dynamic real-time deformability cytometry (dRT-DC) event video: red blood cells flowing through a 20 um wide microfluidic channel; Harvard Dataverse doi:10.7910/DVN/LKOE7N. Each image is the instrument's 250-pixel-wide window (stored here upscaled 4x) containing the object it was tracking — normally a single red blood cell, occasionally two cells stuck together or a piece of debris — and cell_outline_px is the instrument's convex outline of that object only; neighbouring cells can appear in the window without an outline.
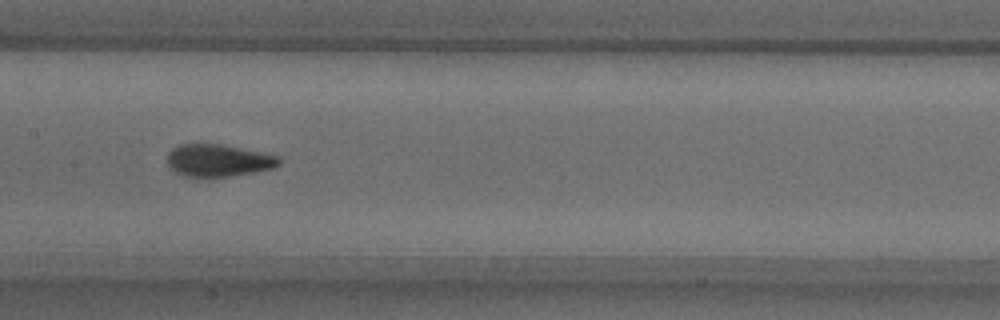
{"species": "common noctule bat (a hibernating species)", "species_latin": "Nyctalus noctula", "temperature_condition": "warm", "stored_images_in_passage": 52, "camera_frame_rate_fps": 3000, "um_per_image_px": 0.085, "animal": {"sex": "male", "body_mass_g": 18.8}, "frame": {"image": 1, "passage_image": 25, "time_ms": 8.0, "image_size_px": [1000, 320], "cell_outline_px": [[280, 164], [272, 168], [252, 172], [228, 176], [184, 176], [176, 172], [168, 164], [168, 152], [172, 148], [180, 144], [220, 144], [280, 156]], "centroid_in_image_um": [18.55, 13.62], "position_along_channel_um": 188.9, "area_um2": 20.63}}
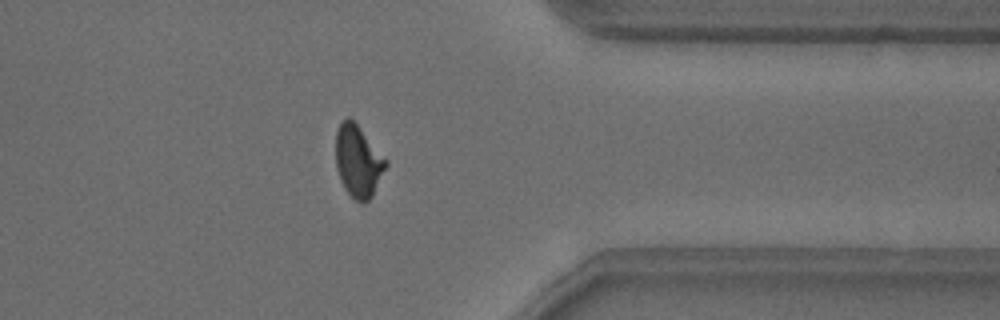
{"frame": {"image": 2, "passage_image": 41, "time_ms": 13.333, "image_size_px": [1000, 320], "cell_outline_px": [[388, 164], [372, 196], [364, 204], [360, 204], [344, 188], [340, 180], [336, 168], [336, 132], [340, 124], [348, 116], [356, 124], [388, 160]], "centroid_in_image_um": [30.45, 13.73], "position_along_channel_um": 381.0, "area_um2": 20.87}}
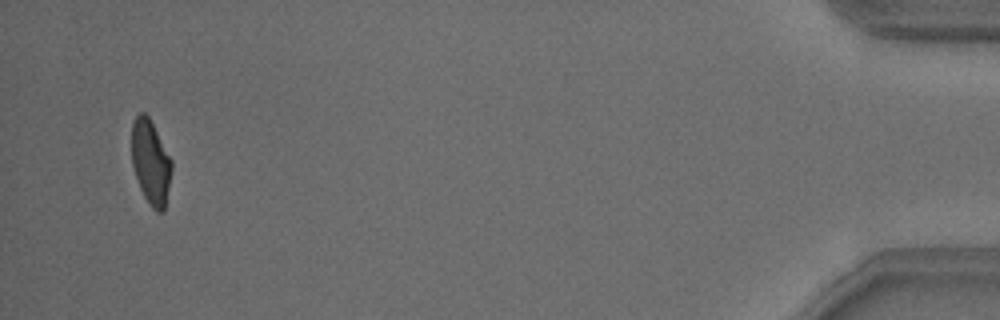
{"frame": {"image": 3, "passage_image": 50, "time_ms": 16.333, "image_size_px": [1000, 320], "cell_outline_px": [[172, 168], [164, 208], [160, 212], [156, 212], [152, 208], [144, 196], [140, 188], [132, 164], [132, 124], [136, 116], [140, 112], [144, 112], [148, 116], [172, 160]], "centroid_in_image_um": [12.8, 13.77], "position_along_channel_um": 422.4, "area_um2": 19.31}, "authors_computed_cell_mechanics": {"area_um2": 20.7791, "velocity_mm_per_s": 3.8355, "shape_relaxation_time_tau1_ms": 4.3682, "shape_relaxation_time_tau2_ms": 1.0602, "deformation_change_tau1": 0.1619, "deformation_change_tau2": 0.0592}}